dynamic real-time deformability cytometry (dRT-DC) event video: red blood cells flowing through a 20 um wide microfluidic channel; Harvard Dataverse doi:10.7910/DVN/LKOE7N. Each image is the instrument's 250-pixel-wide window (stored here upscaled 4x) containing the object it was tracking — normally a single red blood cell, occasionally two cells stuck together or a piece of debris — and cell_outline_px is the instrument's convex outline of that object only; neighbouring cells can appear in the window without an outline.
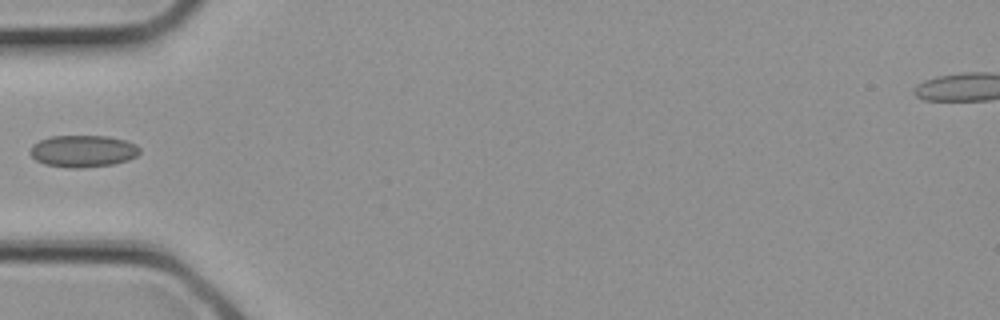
{"species": "common noctule bat (a hibernating species)", "species_latin": "Nyctalus noctula", "temperature_condition": "cold", "stored_images_in_passage": 3, "camera_frame_rate_fps": 3000, "um_per_image_px": 0.085, "animal": {"sex": "female", "body_mass_g": 21.9}, "frame": {"image": 1, "passage_image": 3, "time_ms": 0.667, "image_size_px": [1000, 320], "cell_outline_px": [[140, 152], [136, 156], [128, 160], [112, 164], [80, 168], [72, 168], [44, 164], [36, 160], [28, 152], [32, 144], [40, 140], [52, 136], [108, 136], [124, 140], [136, 144], [140, 148]], "centroid_in_image_um": [7.04, 12.84], "position_along_channel_um": 78.0, "area_um2": 20.4}}